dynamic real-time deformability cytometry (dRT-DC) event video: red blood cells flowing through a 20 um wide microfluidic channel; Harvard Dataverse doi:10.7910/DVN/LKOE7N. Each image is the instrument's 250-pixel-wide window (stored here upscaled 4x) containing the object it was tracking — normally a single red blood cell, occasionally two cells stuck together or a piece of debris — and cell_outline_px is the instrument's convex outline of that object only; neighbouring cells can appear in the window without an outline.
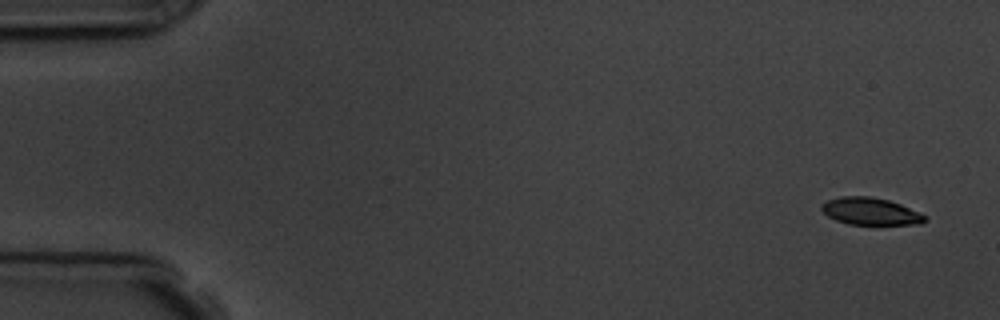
{"species": "common noctule bat (a hibernating species)", "species_latin": "Nyctalus noctula", "temperature_condition": "room temperature", "stored_images_in_passage": 6, "camera_frame_rate_fps": 3000, "um_per_image_px": 0.085, "animal": {"sex": "male", "body_mass_g": 19.5, "forearm_length_mm": 54.6}, "frame": {"image": 1, "passage_image": 1, "time_ms": 0.0, "image_size_px": [1000, 320], "cell_outline_px": [[928, 220], [920, 224], [848, 224], [836, 220], [828, 216], [820, 208], [820, 204], [828, 200], [840, 196], [872, 196], [888, 200], [900, 204], [928, 216]], "centroid_in_image_um": [73.99, 17.96], "position_along_channel_um": 11.0, "area_um2": 16.42}}
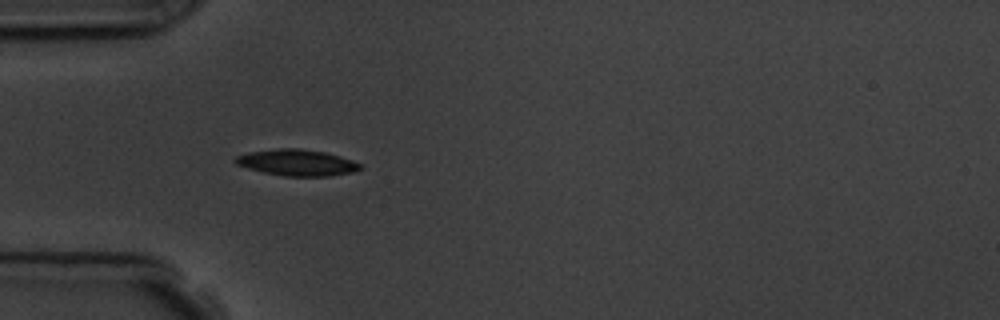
{"frame": {"image": 2, "passage_image": 5, "time_ms": 4.667, "image_size_px": [1000, 320], "cell_outline_px": [[364, 168], [352, 172], [328, 176], [284, 176], [264, 172], [248, 168], [236, 164], [232, 160], [236, 156], [248, 152], [276, 148], [300, 148], [324, 152], [340, 156], [352, 160], [360, 164]], "centroid_in_image_um": [25.23, 13.81], "position_along_channel_um": 59.8, "area_um2": 19.13}}